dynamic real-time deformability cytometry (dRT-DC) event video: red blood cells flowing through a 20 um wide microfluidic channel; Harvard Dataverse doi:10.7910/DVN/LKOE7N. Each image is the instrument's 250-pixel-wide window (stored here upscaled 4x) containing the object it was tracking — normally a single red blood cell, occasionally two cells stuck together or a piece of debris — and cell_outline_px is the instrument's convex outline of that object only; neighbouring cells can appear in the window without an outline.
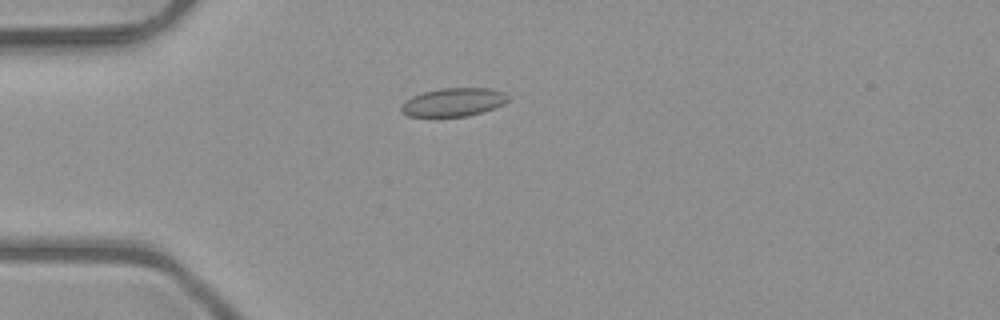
{"species": "common noctule bat (a hibernating species)", "species_latin": "Nyctalus noctula", "temperature_condition": "room temperature", "stored_images_in_passage": 5, "camera_frame_rate_fps": 3000, "um_per_image_px": 0.085, "animal": {"sex": "male", "body_mass_g": 23.1, "forearm_length_mm": 52.7}, "frame": {"image": 1, "passage_image": 5, "time_ms": 1.333, "image_size_px": [1000, 320], "cell_outline_px": [[508, 100], [504, 104], [468, 116], [408, 116], [400, 108], [412, 96], [424, 92], [440, 88], [488, 88], [504, 92], [508, 96]], "centroid_in_image_um": [38.57, 8.67], "position_along_channel_um": 46.4, "area_um2": 17.28}}